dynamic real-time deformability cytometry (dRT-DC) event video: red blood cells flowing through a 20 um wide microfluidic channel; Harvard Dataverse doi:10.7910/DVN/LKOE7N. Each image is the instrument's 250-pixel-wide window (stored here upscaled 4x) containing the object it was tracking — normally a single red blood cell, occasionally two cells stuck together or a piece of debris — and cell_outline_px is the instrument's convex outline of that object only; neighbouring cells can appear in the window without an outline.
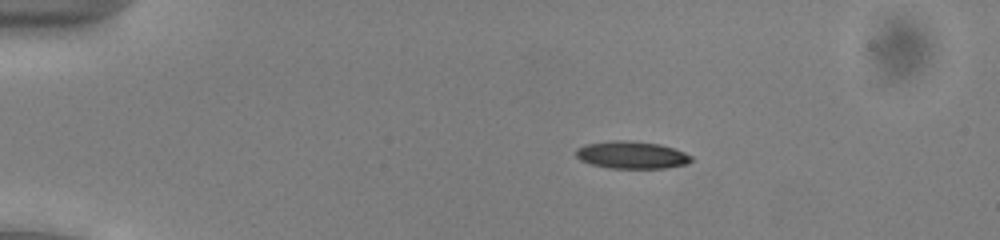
{"species": "common noctule bat (a hibernating species)", "species_latin": "Nyctalus noctula", "temperature_condition": "cold", "stored_images_in_passage": 43, "camera_frame_rate_fps": 3000, "um_per_image_px": 0.085, "animal": {"sex": "male", "body_mass_g": 13.0, "forearm_length_mm": 53.1}, "frame": {"image": 1, "passage_image": 1, "time_ms": 0.0, "image_size_px": [1000, 240], "cell_outline_px": [[692, 160], [688, 164], [664, 168], [608, 168], [592, 164], [580, 160], [576, 156], [576, 148], [584, 144], [612, 140], [628, 140], [660, 144], [684, 152], [692, 156]], "centroid_in_image_um": [53.68, 13.17], "position_along_channel_um": 31.3, "area_um2": 18.5}}
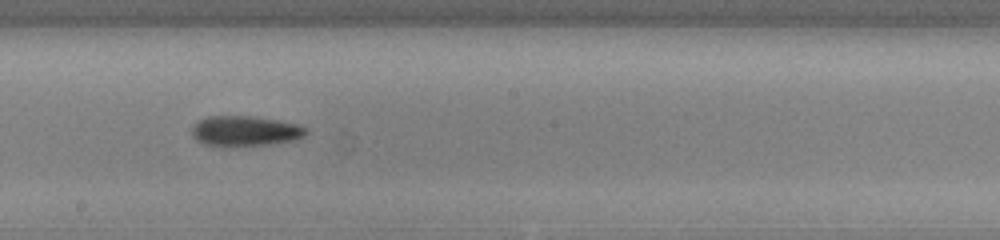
{"frame": {"image": 2, "passage_image": 21, "time_ms": 6.667, "image_size_px": [1000, 240], "cell_outline_px": [[308, 132], [304, 136], [296, 140], [268, 144], [232, 148], [204, 144], [196, 140], [192, 136], [192, 124], [208, 116], [252, 116], [280, 120], [300, 124], [308, 128]], "centroid_in_image_um": [20.85, 11.15], "position_along_channel_um": 227.4, "area_um2": 20.75}}
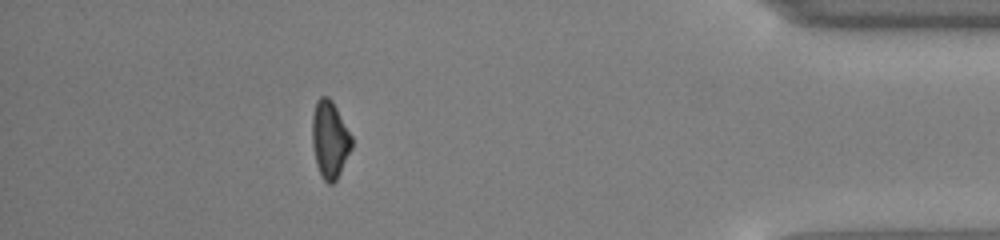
{"frame": {"image": 3, "passage_image": 38, "time_ms": 12.333, "image_size_px": [1000, 240], "cell_outline_px": [[352, 148], [336, 180], [332, 184], [328, 184], [324, 180], [316, 164], [312, 144], [312, 116], [316, 100], [320, 96], [328, 96], [332, 100], [352, 136]], "centroid_in_image_um": [28.02, 11.83], "position_along_channel_um": 407.2, "area_um2": 17.8}, "authors_computed_cell_mechanics": {"area_um2": 19.0162, "velocity_mm_per_s": 3.9368, "shape_relaxation_time_tau1_ms": 2.923, "shape_relaxation_time_tau2_ms": null, "deformation_change_tau1": 0.1219, "deformation_change_tau2": null}}